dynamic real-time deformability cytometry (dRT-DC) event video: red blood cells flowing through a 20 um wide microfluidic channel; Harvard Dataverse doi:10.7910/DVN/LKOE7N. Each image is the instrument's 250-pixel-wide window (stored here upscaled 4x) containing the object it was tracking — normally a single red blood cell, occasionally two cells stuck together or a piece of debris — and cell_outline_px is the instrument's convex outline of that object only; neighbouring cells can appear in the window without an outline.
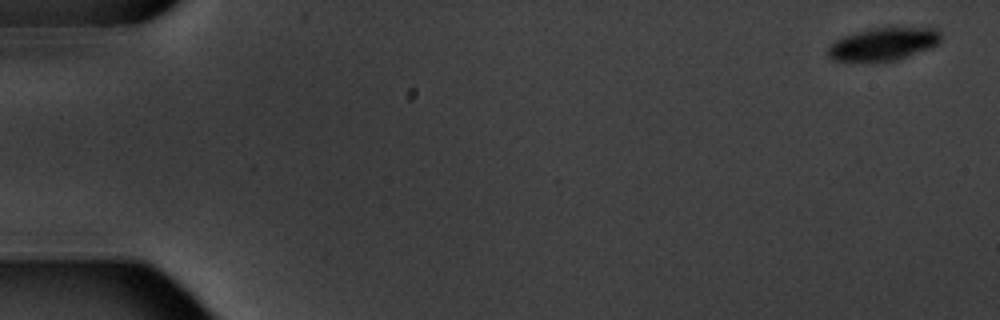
{"species": "common noctule bat (a hibernating species)", "species_latin": "Nyctalus noctula", "temperature_condition": "warm", "stored_images_in_passage": 5, "camera_frame_rate_fps": 3000, "um_per_image_px": 0.085, "animal": {"sex": "male", "body_mass_g": 20.1, "forearm_length_mm": 53.5}, "frame": {"image": 1, "passage_image": 1, "time_ms": 0.0, "image_size_px": [1000, 320], "cell_outline_px": [[940, 44], [932, 48], [896, 60], [876, 64], [832, 60], [828, 56], [828, 48], [836, 40], [844, 36], [872, 28], [936, 28], [940, 32]], "centroid_in_image_um": [75.08, 3.8], "position_along_channel_um": 9.9, "area_um2": 22.02}}